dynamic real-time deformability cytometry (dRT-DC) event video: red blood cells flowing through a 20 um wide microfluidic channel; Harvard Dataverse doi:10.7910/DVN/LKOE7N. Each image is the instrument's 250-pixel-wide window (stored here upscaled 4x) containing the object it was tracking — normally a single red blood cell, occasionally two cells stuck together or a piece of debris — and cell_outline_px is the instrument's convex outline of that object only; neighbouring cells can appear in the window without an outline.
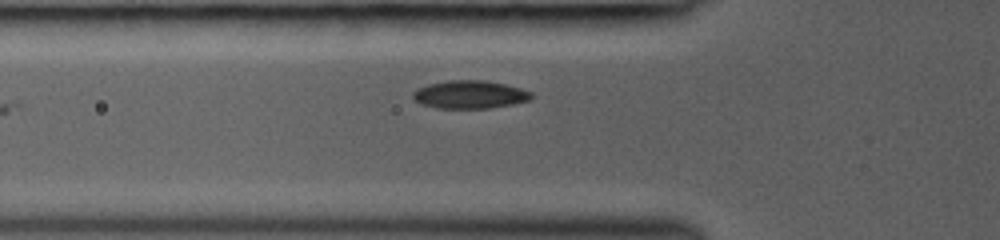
{"species": "common noctule bat (a hibernating species)", "species_latin": "Nyctalus noctula", "temperature_condition": "room temperature", "stored_images_in_passage": 3, "camera_frame_rate_fps": 3000, "um_per_image_px": 0.085, "animal": {"sex": "female", "body_mass_g": 19.0, "forearm_length_mm": 53.3}, "frame": {"image": 1, "passage_image": 3, "time_ms": 2.0, "image_size_px": [1000, 240], "cell_outline_px": [[532, 96], [528, 100], [512, 104], [488, 108], [436, 108], [424, 104], [416, 100], [412, 96], [412, 92], [416, 88], [428, 84], [448, 80], [488, 80], [520, 88], [532, 92]], "centroid_in_image_um": [39.91, 8.02], "position_along_channel_um": 85.9, "area_um2": 19.25}}